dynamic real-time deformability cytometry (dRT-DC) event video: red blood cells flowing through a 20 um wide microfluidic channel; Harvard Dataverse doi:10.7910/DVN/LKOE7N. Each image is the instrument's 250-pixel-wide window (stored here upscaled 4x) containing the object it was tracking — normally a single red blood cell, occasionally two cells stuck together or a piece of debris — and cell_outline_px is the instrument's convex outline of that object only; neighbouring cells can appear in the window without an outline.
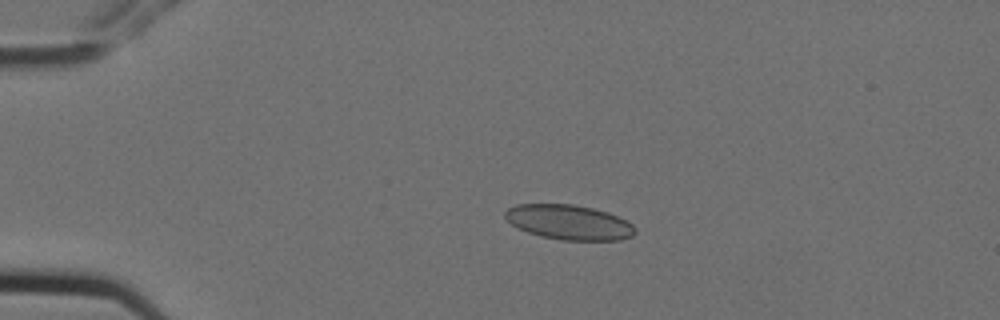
{"species": "Egyptian fruit bat (a non-hibernating species)", "species_latin": "Rousettus aegyptiacus", "temperature_condition": "cold", "stored_images_in_passage": 9, "camera_frame_rate_fps": 3000, "um_per_image_px": 0.085, "animal": {"sex": "female"}, "frame": {"image": 1, "passage_image": 2, "time_ms": 0.333, "image_size_px": [1000, 320], "cell_outline_px": [[636, 232], [632, 236], [620, 240], [560, 240], [540, 236], [528, 232], [512, 224], [504, 216], [504, 212], [508, 208], [516, 204], [572, 204], [592, 208], [608, 212], [632, 224], [636, 228]], "centroid_in_image_um": [48.36, 18.89], "position_along_channel_um": 36.6, "area_um2": 26.3}}
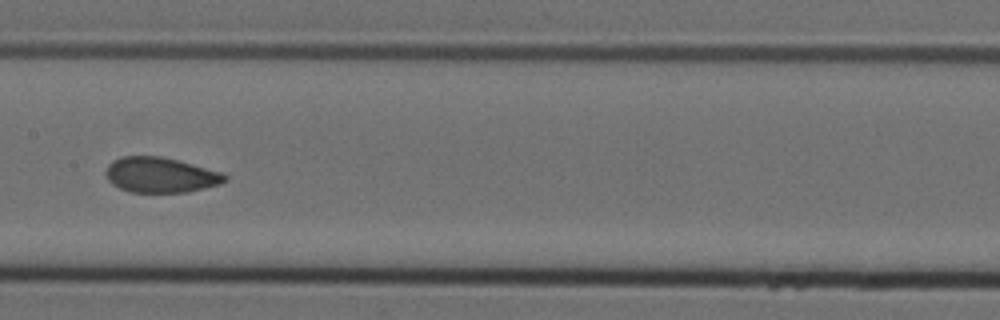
{"frame": {"image": 2, "passage_image": 6, "time_ms": 1.667, "image_size_px": [1000, 320], "cell_outline_px": [[228, 180], [220, 184], [188, 192], [132, 192], [120, 188], [112, 184], [108, 180], [104, 172], [108, 164], [112, 160], [120, 156], [160, 156], [176, 160], [220, 172], [228, 176]], "centroid_in_image_um": [13.6, 14.87], "position_along_channel_um": 193.8, "area_um2": 24.39}}
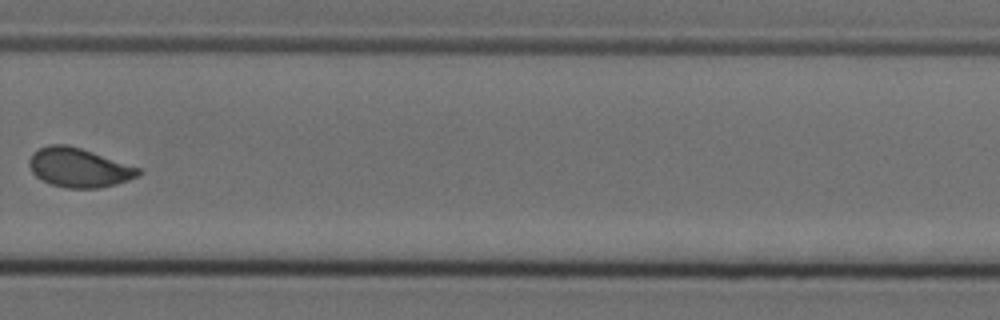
{"frame": {"image": 3, "passage_image": 9, "time_ms": 2.667, "image_size_px": [1000, 320], "cell_outline_px": [[140, 176], [116, 184], [100, 188], [64, 188], [48, 184], [36, 176], [32, 172], [28, 164], [28, 160], [32, 152], [48, 144], [68, 144], [140, 168]], "centroid_in_image_um": [6.66, 14.25], "position_along_channel_um": 323.1, "area_um2": 25.03}}